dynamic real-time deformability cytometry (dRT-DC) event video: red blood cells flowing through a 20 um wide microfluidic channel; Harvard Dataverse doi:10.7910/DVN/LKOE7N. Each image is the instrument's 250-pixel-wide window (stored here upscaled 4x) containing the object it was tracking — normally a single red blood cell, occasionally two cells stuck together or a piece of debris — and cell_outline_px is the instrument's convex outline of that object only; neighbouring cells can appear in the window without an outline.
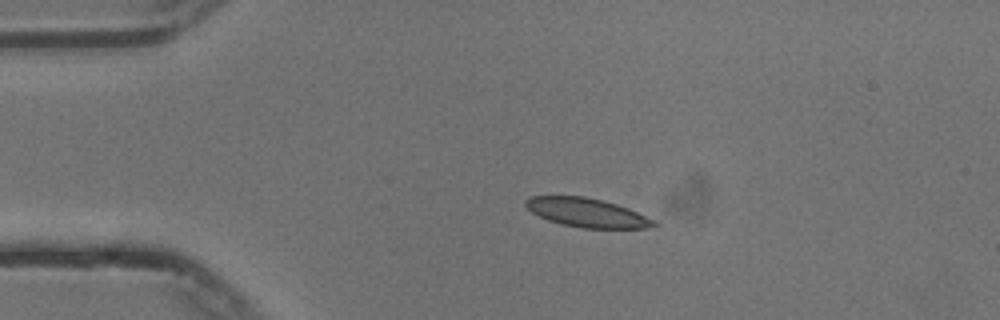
{"species": "common noctule bat (a hibernating species)", "species_latin": "Nyctalus noctula", "temperature_condition": "cold", "stored_images_in_passage": 44, "camera_frame_rate_fps": 3000, "um_per_image_px": 0.085, "animal": {"sex": "male", "body_mass_g": 13.3}, "frame": {"image": 1, "passage_image": 1, "time_ms": 0.0, "image_size_px": [1000, 320], "cell_outline_px": [[660, 224], [656, 228], [580, 228], [560, 224], [548, 220], [532, 212], [524, 204], [524, 200], [528, 196], [584, 196], [604, 200], [628, 208], [656, 220]], "centroid_in_image_um": [49.93, 18.08], "position_along_channel_um": 35.1, "area_um2": 21.91}}
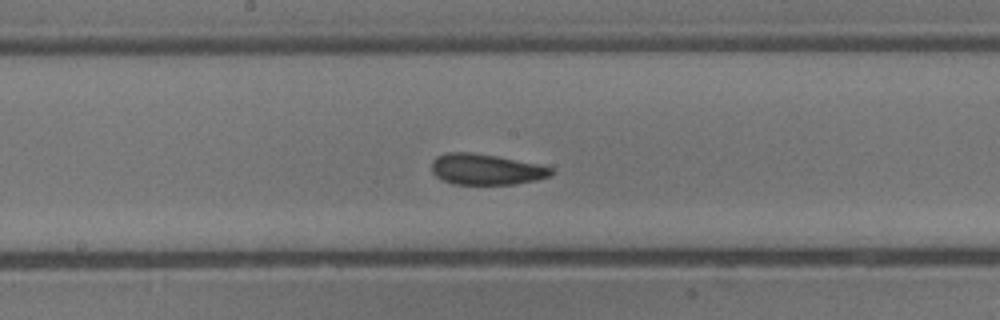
{"frame": {"image": 2, "passage_image": 18, "time_ms": 5.667, "image_size_px": [1000, 320], "cell_outline_px": [[552, 172], [548, 176], [536, 180], [516, 184], [452, 184], [436, 176], [432, 172], [432, 160], [436, 156], [448, 152], [472, 152], [496, 156], [536, 164], [552, 168]], "centroid_in_image_um": [41.26, 14.39], "position_along_channel_um": 206.9, "area_um2": 21.27}}
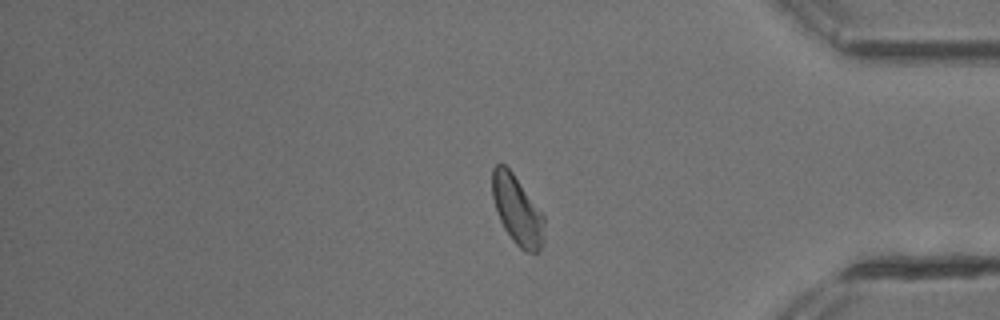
{"frame": {"image": 3, "passage_image": 35, "time_ms": 11.333, "image_size_px": [1000, 320], "cell_outline_px": [[544, 244], [536, 252], [524, 252], [512, 240], [504, 228], [500, 220], [492, 196], [492, 168], [496, 164], [504, 164], [512, 172], [544, 216]], "centroid_in_image_um": [43.96, 17.88], "position_along_channel_um": 391.2, "area_um2": 20.69}, "authors_computed_cell_mechanics": {"area_um2": 21.4727, "velocity_mm_per_s": 3.7144, "shape_relaxation_time_tau1_ms": 3.9444, "shape_relaxation_time_tau2_ms": 0.9902, "deformation_change_tau1": 0.1045, "deformation_change_tau2": 0.0463}}